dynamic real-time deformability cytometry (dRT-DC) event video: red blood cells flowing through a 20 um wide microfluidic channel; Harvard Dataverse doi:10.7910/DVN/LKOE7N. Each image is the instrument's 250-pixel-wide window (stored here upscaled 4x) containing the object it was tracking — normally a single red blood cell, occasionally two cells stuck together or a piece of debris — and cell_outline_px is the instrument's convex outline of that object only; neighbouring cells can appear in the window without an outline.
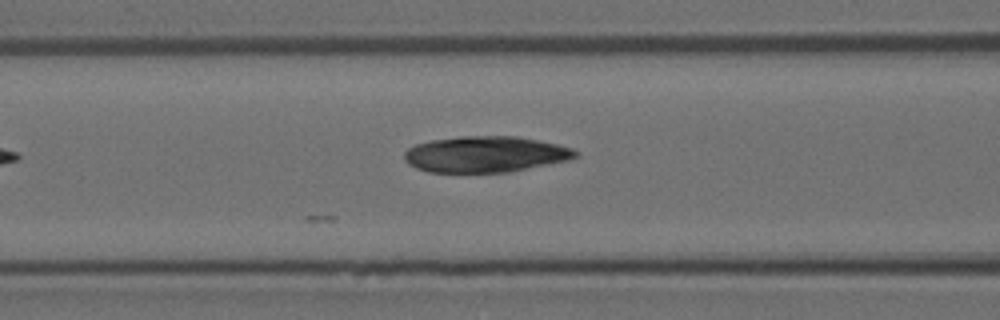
{"species": "Egyptian fruit bat (a non-hibernating species)", "species_latin": "Rousettus aegyptiacus", "temperature_condition": "room temperature", "stored_images_in_passage": 3, "camera_frame_rate_fps": 3000, "um_per_image_px": 0.085, "animal": {"sex": "female"}, "frame": {"image": 1, "passage_image": 3, "time_ms": 0.667, "image_size_px": [1000, 320], "cell_outline_px": [[580, 152], [576, 156], [568, 160], [508, 172], [428, 172], [416, 168], [408, 164], [404, 160], [404, 152], [408, 148], [416, 144], [432, 140], [460, 136], [516, 136], [556, 144], [572, 148]], "centroid_in_image_um": [41.22, 13.11], "position_along_channel_um": 125.4, "area_um2": 35.84}}